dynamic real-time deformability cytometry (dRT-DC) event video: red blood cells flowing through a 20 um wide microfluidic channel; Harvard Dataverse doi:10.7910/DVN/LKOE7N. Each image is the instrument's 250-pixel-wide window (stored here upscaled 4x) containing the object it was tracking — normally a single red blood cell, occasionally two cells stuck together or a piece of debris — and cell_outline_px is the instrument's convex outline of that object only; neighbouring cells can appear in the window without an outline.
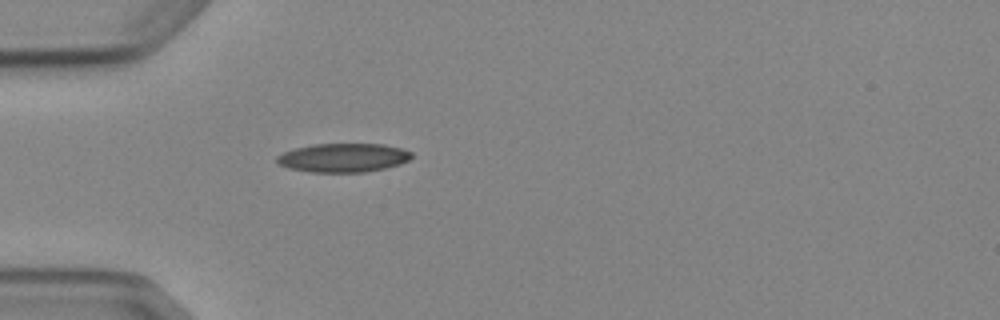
{"species": "Egyptian fruit bat (a non-hibernating species)", "species_latin": "Rousettus aegyptiacus", "temperature_condition": "cold", "stored_images_in_passage": 3, "camera_frame_rate_fps": 3000, "um_per_image_px": 0.085, "animal": {"sex": "female"}, "frame": {"image": 1, "passage_image": 3, "time_ms": 2.333, "image_size_px": [1000, 320], "cell_outline_px": [[412, 156], [408, 160], [400, 164], [384, 168], [364, 172], [312, 172], [288, 168], [280, 164], [276, 160], [276, 156], [284, 152], [296, 148], [312, 144], [384, 144], [400, 148], [412, 152]], "centroid_in_image_um": [29.17, 13.4], "position_along_channel_um": 55.8, "area_um2": 22.48}}